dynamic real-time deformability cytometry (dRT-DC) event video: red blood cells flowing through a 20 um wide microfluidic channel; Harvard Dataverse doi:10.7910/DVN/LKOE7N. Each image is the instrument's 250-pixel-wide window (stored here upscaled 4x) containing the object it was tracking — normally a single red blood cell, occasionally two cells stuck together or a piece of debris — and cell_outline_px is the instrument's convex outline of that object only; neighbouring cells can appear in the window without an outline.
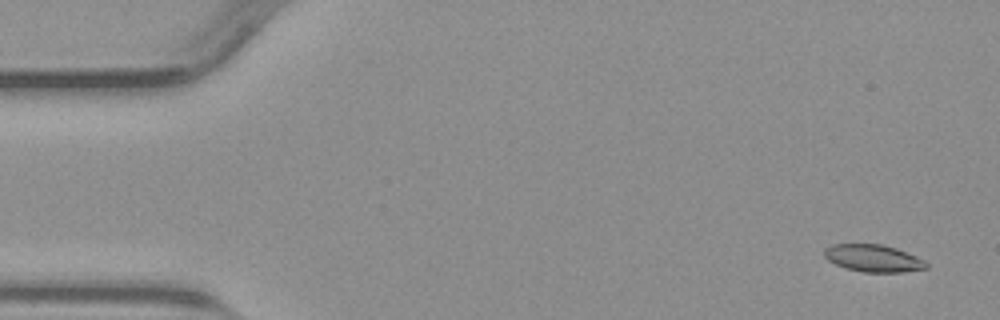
{"species": "common noctule bat (a hibernating species)", "species_latin": "Nyctalus noctula", "temperature_condition": "warm", "stored_images_in_passage": 51, "camera_frame_rate_fps": 3000, "um_per_image_px": 0.085, "animal": {"sex": "male", "body_mass_g": 23.1, "forearm_length_mm": 52.7}, "frame": {"image": 1, "passage_image": 3, "time_ms": 0.667, "image_size_px": [1000, 320], "cell_outline_px": [[928, 268], [904, 272], [864, 272], [848, 268], [836, 264], [828, 260], [824, 256], [824, 248], [832, 244], [880, 244], [896, 248], [916, 256], [924, 260], [928, 264]], "centroid_in_image_um": [74.24, 21.94], "position_along_channel_um": 10.8, "area_um2": 16.13}}
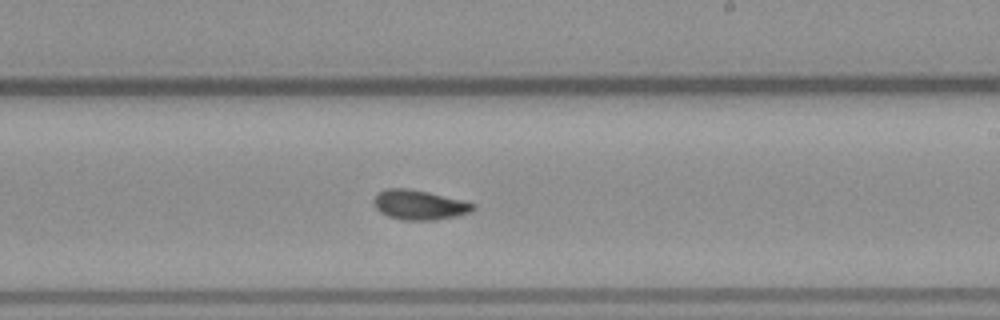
{"frame": {"image": 2, "passage_image": 30, "time_ms": 9.667, "image_size_px": [1000, 320], "cell_outline_px": [[476, 208], [468, 212], [436, 220], [404, 220], [388, 216], [380, 212], [376, 208], [372, 200], [376, 192], [388, 188], [408, 188], [428, 192], [464, 200], [476, 204]], "centroid_in_image_um": [35.6, 17.4], "position_along_channel_um": 253.4, "area_um2": 17.22}}
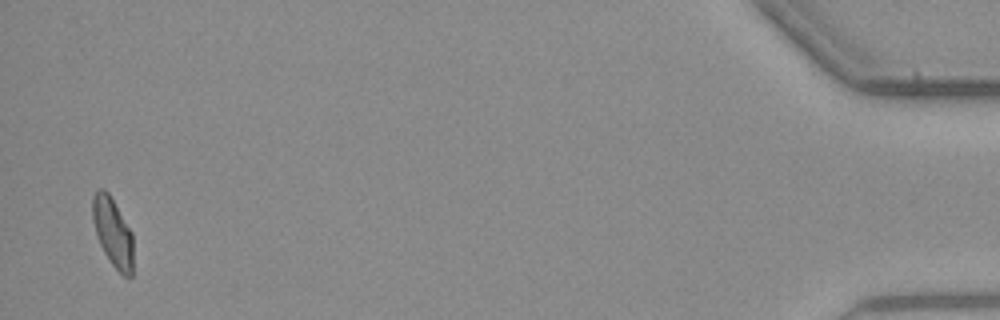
{"frame": {"image": 3, "passage_image": 50, "time_ms": 16.333, "image_size_px": [1000, 320], "cell_outline_px": [[132, 276], [124, 276], [112, 264], [104, 252], [96, 236], [92, 220], [92, 196], [100, 188], [104, 188], [108, 192], [132, 232]], "centroid_in_image_um": [9.56, 19.71], "position_along_channel_um": 425.6, "area_um2": 16.18}}